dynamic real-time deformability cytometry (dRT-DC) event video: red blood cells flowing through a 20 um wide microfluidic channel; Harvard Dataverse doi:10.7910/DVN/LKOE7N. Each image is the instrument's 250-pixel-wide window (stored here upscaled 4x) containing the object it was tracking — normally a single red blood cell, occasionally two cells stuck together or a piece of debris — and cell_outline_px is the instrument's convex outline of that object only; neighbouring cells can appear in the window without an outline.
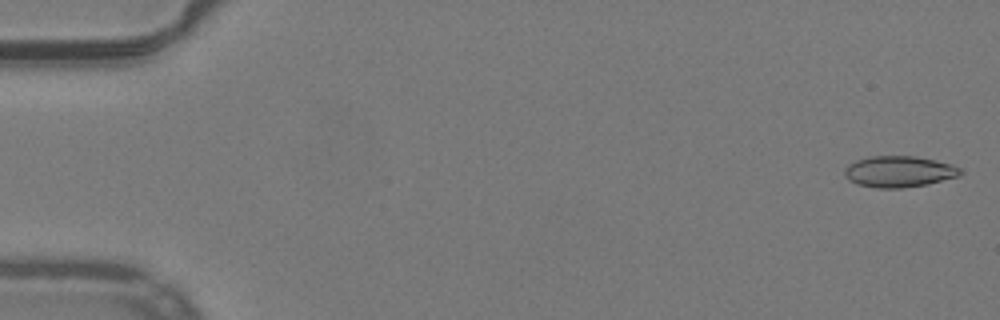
{"species": "common noctule bat (a hibernating species)", "species_latin": "Nyctalus noctula", "temperature_condition": "warm", "stored_images_in_passage": 52, "camera_frame_rate_fps": 3000, "um_per_image_px": 0.085, "animal": {"sex": "male", "body_mass_g": 19.2, "forearm_length_mm": 51.8}, "frame": {"image": 1, "passage_image": 1, "time_ms": 0.0, "image_size_px": [1000, 320], "cell_outline_px": [[964, 172], [960, 176], [928, 184], [904, 188], [876, 188], [856, 184], [848, 180], [844, 176], [844, 168], [848, 164], [856, 160], [868, 156], [916, 156], [952, 164], [960, 168]], "centroid_in_image_um": [76.4, 14.59], "position_along_channel_um": 8.6, "area_um2": 21.39}}
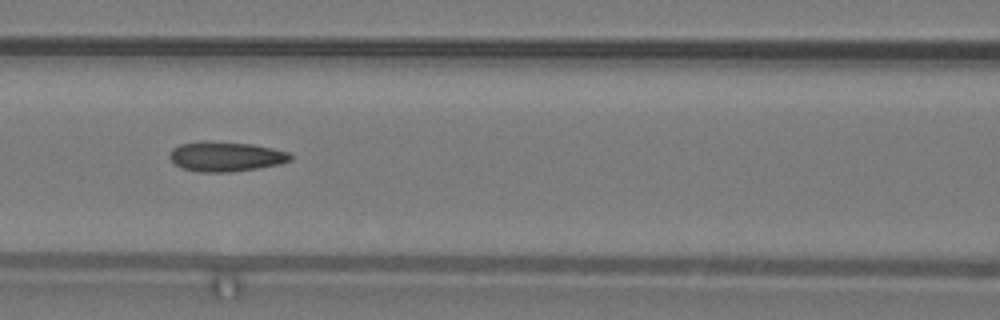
{"frame": {"image": 2, "passage_image": 23, "time_ms": 7.333, "image_size_px": [1000, 320], "cell_outline_px": [[292, 160], [280, 164], [232, 172], [200, 172], [184, 168], [176, 164], [168, 156], [168, 152], [172, 148], [180, 144], [200, 140], [204, 140], [252, 144], [272, 148], [288, 152], [292, 156]], "centroid_in_image_um": [19.17, 13.29], "position_along_channel_um": 147.4, "area_um2": 21.1}}
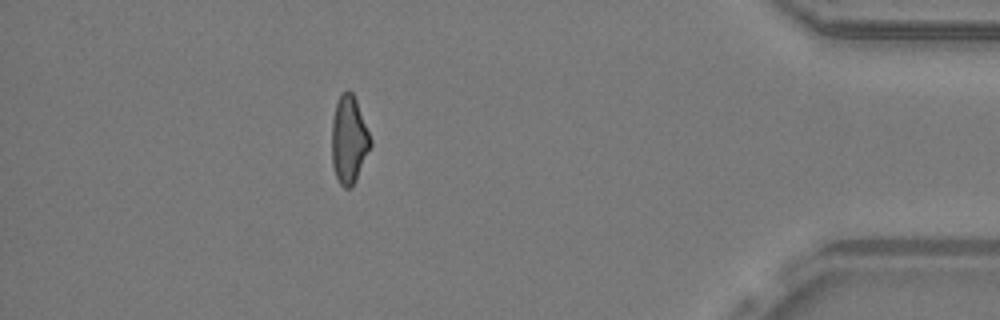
{"frame": {"image": 3, "passage_image": 46, "time_ms": 15.0, "image_size_px": [1000, 320], "cell_outline_px": [[372, 144], [356, 180], [352, 188], [344, 188], [340, 184], [336, 176], [332, 164], [332, 120], [336, 104], [340, 96], [348, 88], [352, 92], [356, 100], [372, 140]], "centroid_in_image_um": [29.66, 11.9], "position_along_channel_um": 405.5, "area_um2": 19.71}, "authors_computed_cell_mechanics": {"area_um2": 20.6057, "velocity_mm_per_s": 3.9954, "shape_relaxation_time_tau1_ms": null, "shape_relaxation_time_tau2_ms": 3.3214, "deformation_change_tau1": null, "deformation_change_tau2": 0.1115}}